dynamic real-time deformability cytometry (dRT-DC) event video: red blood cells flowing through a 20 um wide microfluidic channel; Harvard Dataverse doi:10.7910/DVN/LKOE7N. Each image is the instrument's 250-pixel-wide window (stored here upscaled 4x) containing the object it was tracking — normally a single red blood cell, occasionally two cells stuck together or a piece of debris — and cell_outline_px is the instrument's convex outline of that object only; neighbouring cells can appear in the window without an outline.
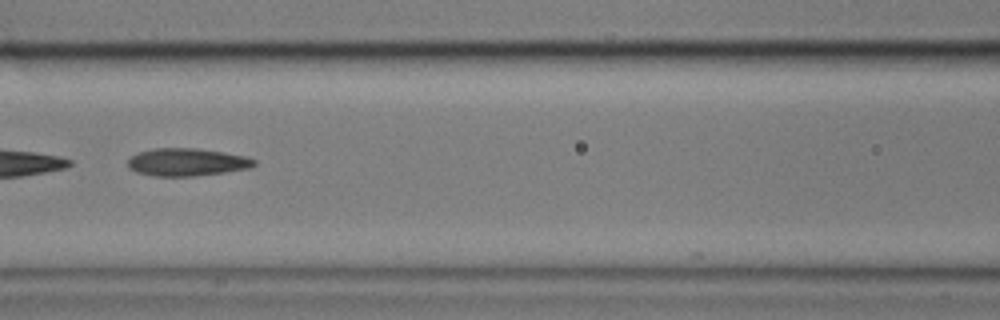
{"species": "common noctule bat (a hibernating species)", "species_latin": "Nyctalus noctula", "temperature_condition": "cold", "stored_images_in_passage": 11, "camera_frame_rate_fps": 3000, "um_per_image_px": 0.085, "animal": {"sex": "male", "body_mass_g": 17.9}, "frame": {"image": 1, "passage_image": 7, "time_ms": 2.0, "image_size_px": [1000, 320], "cell_outline_px": [[256, 164], [248, 168], [224, 172], [196, 176], [152, 176], [136, 172], [128, 168], [128, 160], [136, 152], [152, 148], [196, 148], [224, 152], [244, 156], [256, 160]], "centroid_in_image_um": [15.84, 13.78], "position_along_channel_um": 150.8, "area_um2": 20.46}}